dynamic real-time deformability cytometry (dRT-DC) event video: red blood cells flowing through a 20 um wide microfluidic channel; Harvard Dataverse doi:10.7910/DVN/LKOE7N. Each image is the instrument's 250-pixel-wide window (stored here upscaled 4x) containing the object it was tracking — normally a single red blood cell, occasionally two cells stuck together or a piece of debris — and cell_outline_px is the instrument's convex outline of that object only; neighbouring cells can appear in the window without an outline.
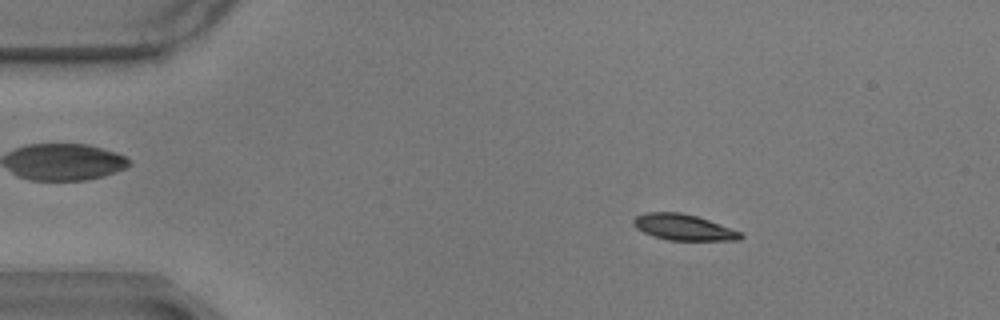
{"species": "common noctule bat (a hibernating species)", "species_latin": "Nyctalus noctula", "temperature_condition": "warm", "stored_images_in_passage": 58, "camera_frame_rate_fps": 3000, "um_per_image_px": 0.085, "animal": {"sex": "male", "body_mass_g": 17.9}, "frame": {"image": 1, "passage_image": 9, "time_ms": 2.667, "image_size_px": [1000, 320], "cell_outline_px": [[744, 236], [740, 240], [668, 240], [644, 232], [636, 228], [632, 224], [632, 220], [636, 216], [644, 212], [680, 212], [696, 216], [708, 220], [740, 232]], "centroid_in_image_um": [58.06, 19.31], "position_along_channel_um": 26.9, "area_um2": 16.01}}
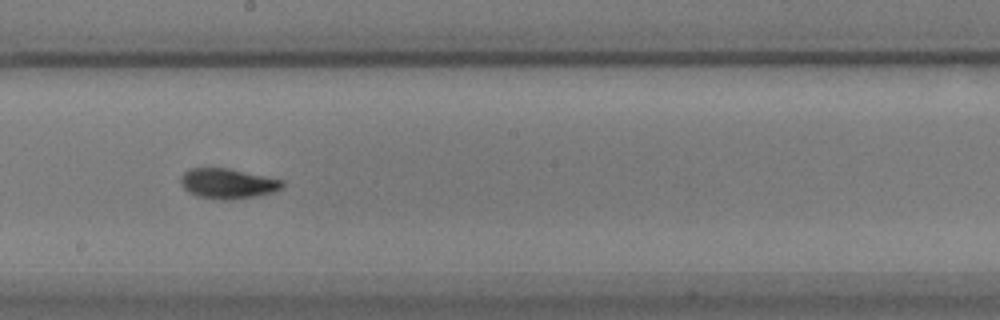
{"frame": {"image": 2, "passage_image": 32, "time_ms": 10.333, "image_size_px": [1000, 320], "cell_outline_px": [[284, 184], [280, 188], [272, 192], [256, 196], [232, 200], [220, 200], [196, 196], [188, 192], [180, 184], [180, 176], [184, 172], [192, 168], [228, 168], [284, 180]], "centroid_in_image_um": [19.32, 15.61], "position_along_channel_um": 228.9, "area_um2": 17.92}}
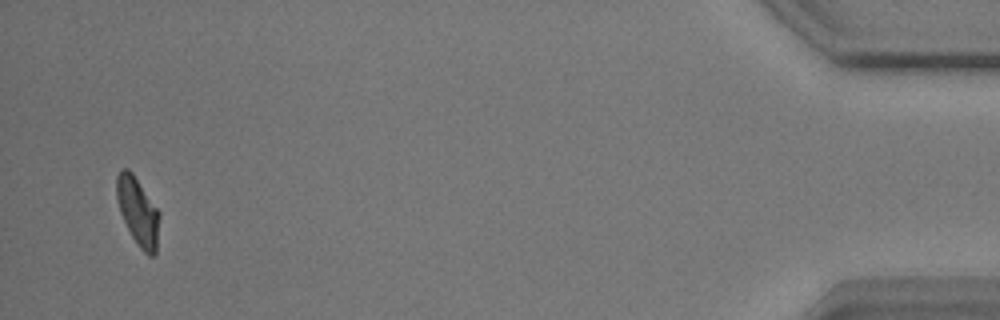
{"frame": {"image": 3, "passage_image": 56, "time_ms": 18.333, "image_size_px": [1000, 320], "cell_outline_px": [[160, 216], [156, 252], [152, 256], [148, 256], [140, 248], [132, 236], [120, 212], [116, 196], [116, 176], [124, 168], [128, 168], [132, 172], [160, 212]], "centroid_in_image_um": [11.73, 17.97], "position_along_channel_um": 423.5, "area_um2": 16.82}, "authors_computed_cell_mechanics": {"area_um2": 16.9065, "velocity_mm_per_s": 3.457, "shape_relaxation_time_tau1_ms": 2.9343, "shape_relaxation_time_tau2_ms": 1.8476, "deformation_change_tau1": 0.1374, "deformation_change_tau2": 0.0487}}